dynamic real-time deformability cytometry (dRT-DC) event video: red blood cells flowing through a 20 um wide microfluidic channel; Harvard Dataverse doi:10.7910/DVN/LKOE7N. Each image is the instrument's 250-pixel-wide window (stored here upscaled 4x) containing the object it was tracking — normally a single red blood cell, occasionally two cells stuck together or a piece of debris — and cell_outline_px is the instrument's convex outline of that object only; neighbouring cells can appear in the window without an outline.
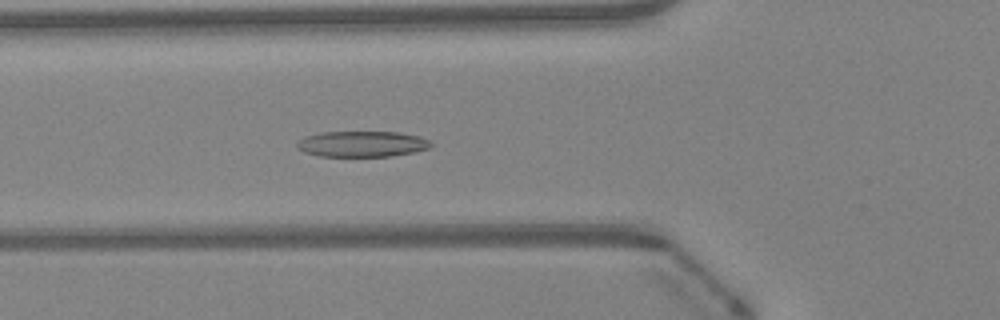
{"species": "Egyptian fruit bat (a non-hibernating species)", "species_latin": "Rousettus aegyptiacus", "temperature_condition": "warm", "stored_images_in_passage": 48, "camera_frame_rate_fps": 3000, "um_per_image_px": 0.085, "animal": {"sex": "female"}, "frame": {"image": 1, "passage_image": 18, "time_ms": 5.667, "image_size_px": [1000, 320], "cell_outline_px": [[432, 144], [428, 148], [412, 152], [388, 156], [320, 156], [304, 152], [296, 148], [296, 144], [304, 136], [320, 132], [400, 132], [420, 136], [432, 140]], "centroid_in_image_um": [30.76, 12.22], "position_along_channel_um": 95.0, "area_um2": 20.17}}
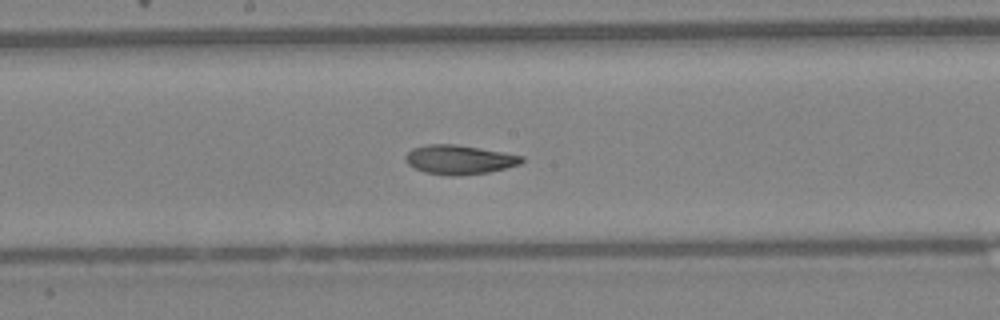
{"frame": {"image": 2, "passage_image": 26, "time_ms": 8.333, "image_size_px": [1000, 320], "cell_outline_px": [[524, 160], [520, 164], [488, 172], [460, 176], [448, 176], [424, 172], [408, 164], [404, 156], [412, 148], [428, 144], [456, 144], [524, 156]], "centroid_in_image_um": [39.02, 13.57], "position_along_channel_um": 209.2, "area_um2": 19.71}}
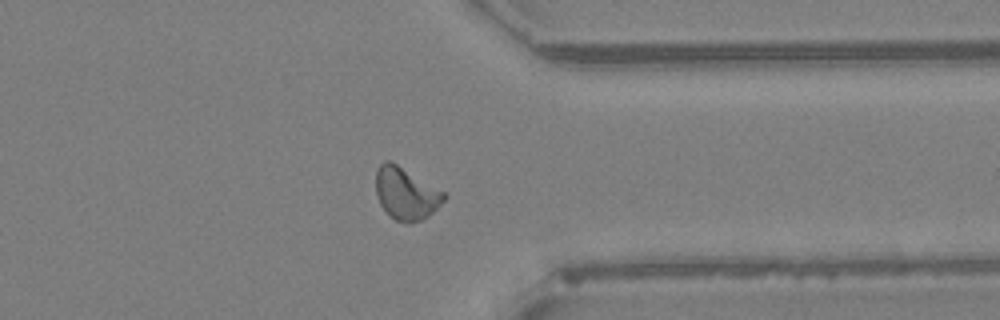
{"frame": {"image": 3, "passage_image": 38, "time_ms": 12.333, "image_size_px": [1000, 320], "cell_outline_px": [[448, 196], [428, 216], [420, 220], [396, 220], [380, 204], [376, 196], [376, 168], [384, 160], [392, 160], [444, 192]], "centroid_in_image_um": [34.48, 16.37], "position_along_channel_um": 376.9, "area_um2": 20.35}, "authors_computed_cell_mechanics": {"area_um2": 20.23, "velocity_mm_per_s": 4.2911, "shape_relaxation_time_tau1_ms": 6.5147, "shape_relaxation_time_tau2_ms": 3.4617, "deformation_change_tau1": 0.1836, "deformation_change_tau2": 0.101}}